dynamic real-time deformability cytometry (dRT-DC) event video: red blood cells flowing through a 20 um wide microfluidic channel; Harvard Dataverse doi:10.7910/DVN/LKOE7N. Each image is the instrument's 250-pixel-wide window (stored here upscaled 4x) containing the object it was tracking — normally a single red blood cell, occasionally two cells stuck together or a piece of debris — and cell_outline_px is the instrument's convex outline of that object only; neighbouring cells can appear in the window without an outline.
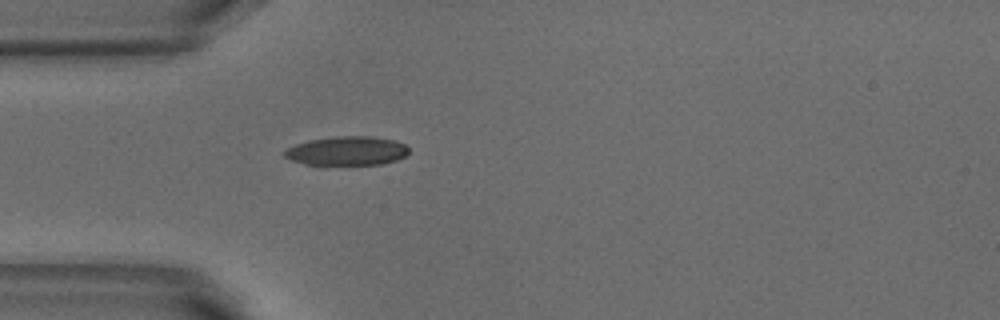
{"species": "common noctule bat (a hibernating species)", "species_latin": "Nyctalus noctula", "temperature_condition": "warm", "stored_images_in_passage": 38, "camera_frame_rate_fps": 3000, "um_per_image_px": 0.085, "animal": {"sex": "male", "body_mass_g": 18.8}, "frame": {"image": 1, "passage_image": 1, "time_ms": 0.0, "image_size_px": [1000, 320], "cell_outline_px": [[408, 152], [404, 156], [396, 160], [384, 164], [304, 164], [292, 160], [284, 156], [284, 152], [288, 148], [296, 144], [308, 140], [336, 136], [372, 136], [392, 140], [404, 144], [408, 148]], "centroid_in_image_um": [29.49, 12.82], "position_along_channel_um": 55.5, "area_um2": 20.75}}
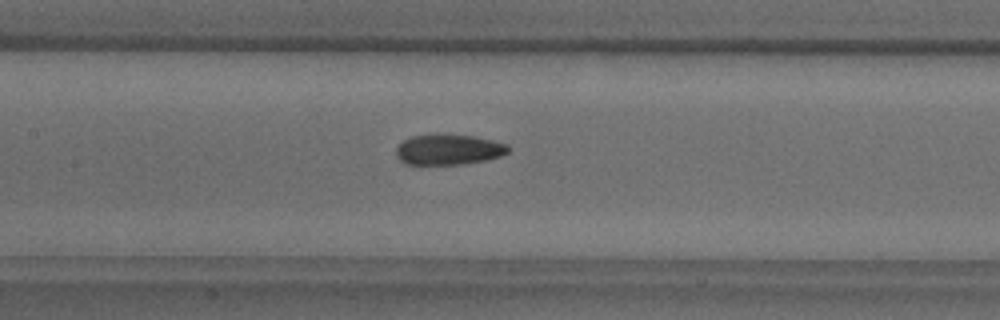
{"frame": {"image": 2, "passage_image": 10, "time_ms": 3.0, "image_size_px": [1000, 320], "cell_outline_px": [[508, 152], [500, 156], [484, 160], [460, 164], [404, 164], [396, 156], [396, 148], [404, 140], [412, 136], [428, 132], [444, 132], [472, 136], [492, 140], [508, 144]], "centroid_in_image_um": [38.08, 12.67], "position_along_channel_um": 169.3, "area_um2": 20.35}}
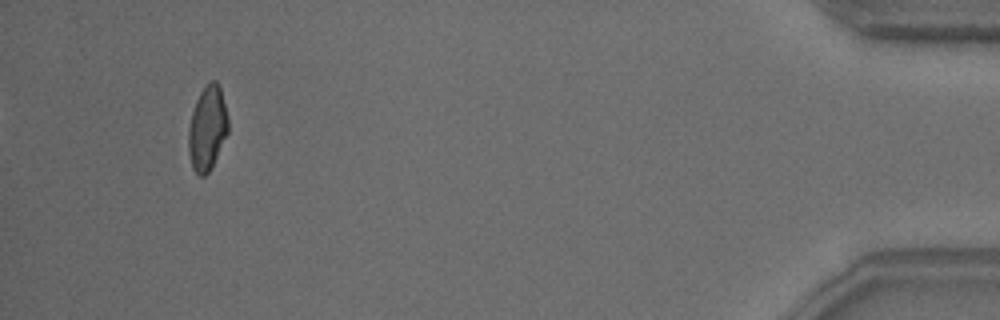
{"frame": {"image": 3, "passage_image": 35, "time_ms": 11.333, "image_size_px": [1000, 320], "cell_outline_px": [[228, 132], [212, 168], [204, 176], [200, 176], [192, 168], [188, 152], [188, 128], [192, 112], [196, 100], [200, 92], [212, 80], [216, 80], [220, 88], [228, 116]], "centroid_in_image_um": [17.62, 10.93], "position_along_channel_um": 417.6, "area_um2": 19.54}, "authors_computed_cell_mechanics": {"area_um2": 19.8254, "velocity_mm_per_s": 3.8806, "shape_relaxation_time_tau1_ms": 5.7756, "shape_relaxation_time_tau2_ms": 1.3699, "deformation_change_tau1": 0.1607, "deformation_change_tau2": 0.0577}}